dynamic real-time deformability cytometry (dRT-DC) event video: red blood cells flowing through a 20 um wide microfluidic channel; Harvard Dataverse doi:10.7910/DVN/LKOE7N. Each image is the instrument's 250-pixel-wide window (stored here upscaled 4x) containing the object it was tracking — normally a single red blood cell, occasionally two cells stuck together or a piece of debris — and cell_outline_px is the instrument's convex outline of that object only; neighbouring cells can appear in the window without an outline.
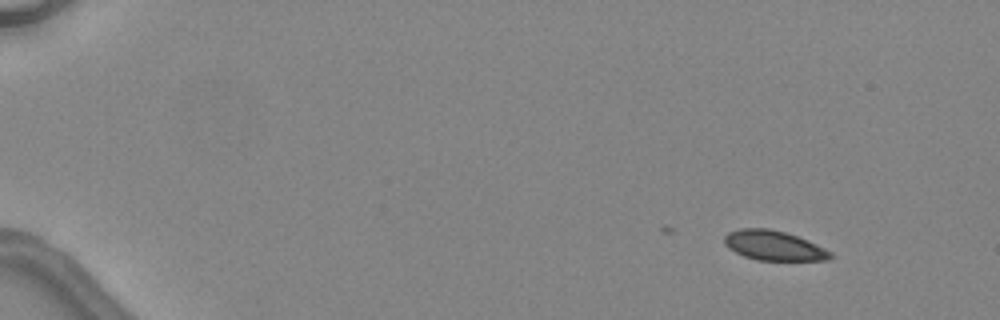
{"species": "common noctule bat (a hibernating species)", "species_latin": "Nyctalus noctula", "temperature_condition": "warm", "stored_images_in_passage": 5, "camera_frame_rate_fps": 3000, "um_per_image_px": 0.085, "animal": {"sex": "female", "body_mass_g": 24.6, "forearm_length_mm": 56.2}, "frame": {"image": 1, "passage_image": 1, "time_ms": 0.0, "image_size_px": [1000, 320], "cell_outline_px": [[836, 256], [828, 260], [756, 260], [744, 256], [728, 248], [724, 244], [724, 236], [728, 232], [740, 228], [768, 228], [784, 232], [808, 240], [832, 252]], "centroid_in_image_um": [65.78, 20.87], "position_along_channel_um": 19.2, "area_um2": 18.44}}
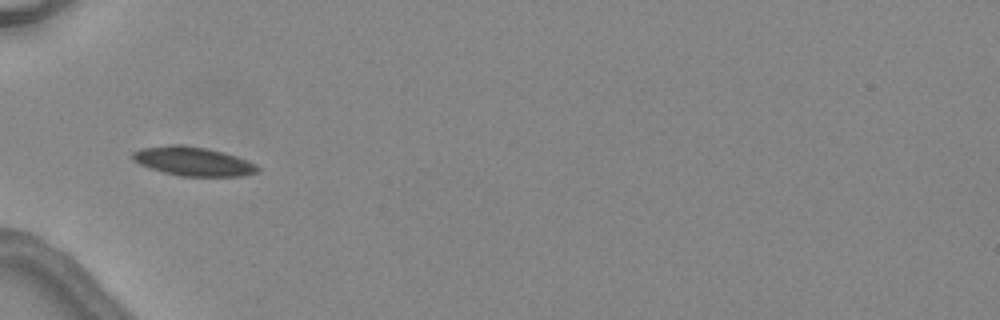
{"frame": {"image": 2, "passage_image": 4, "time_ms": 4.333, "image_size_px": [1000, 320], "cell_outline_px": [[260, 172], [244, 176], [180, 176], [164, 172], [140, 164], [132, 160], [132, 152], [140, 148], [172, 144], [184, 144], [208, 148], [224, 152], [236, 156], [256, 164], [260, 168]], "centroid_in_image_um": [16.44, 13.7], "position_along_channel_um": 68.6, "area_um2": 21.27}}